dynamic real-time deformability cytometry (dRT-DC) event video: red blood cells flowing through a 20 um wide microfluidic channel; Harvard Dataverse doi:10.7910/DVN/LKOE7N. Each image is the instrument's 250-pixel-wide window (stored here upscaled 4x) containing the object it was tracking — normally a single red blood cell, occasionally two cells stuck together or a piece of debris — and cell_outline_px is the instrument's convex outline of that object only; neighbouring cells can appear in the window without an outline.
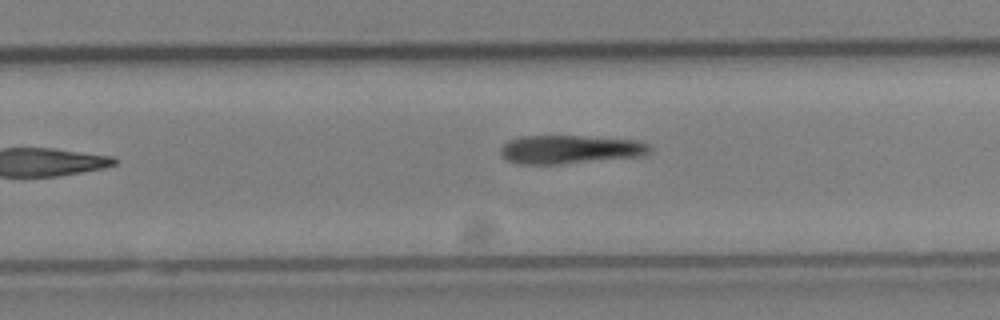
{"species": "Egyptian fruit bat (a non-hibernating species)", "species_latin": "Rousettus aegyptiacus", "temperature_condition": "cold", "stored_images_in_passage": 13, "camera_frame_rate_fps": 3000, "um_per_image_px": 0.085, "animal": {"sex": "female"}, "frame": {"image": 1, "passage_image": 13, "time_ms": 4.0, "image_size_px": [1000, 320], "cell_outline_px": [[652, 152], [644, 156], [564, 164], [520, 164], [508, 160], [500, 152], [500, 148], [508, 140], [520, 136], [580, 136], [636, 140], [648, 144], [652, 148]], "centroid_in_image_um": [48.49, 12.71], "position_along_channel_um": 281.3, "area_um2": 24.97}}